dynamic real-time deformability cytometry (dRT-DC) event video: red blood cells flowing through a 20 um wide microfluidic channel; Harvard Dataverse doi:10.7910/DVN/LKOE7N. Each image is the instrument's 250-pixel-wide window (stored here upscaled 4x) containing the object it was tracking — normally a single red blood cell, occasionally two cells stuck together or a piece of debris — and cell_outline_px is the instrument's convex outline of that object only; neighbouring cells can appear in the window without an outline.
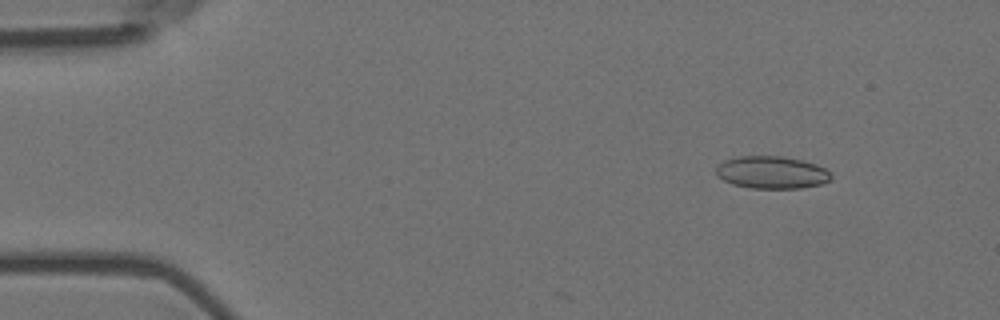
{"species": "Egyptian fruit bat (a non-hibernating species)", "species_latin": "Rousettus aegyptiacus", "temperature_condition": "room temperature", "stored_images_in_passage": 5, "camera_frame_rate_fps": 3000, "um_per_image_px": 0.085, "animal": {"sex": "female"}, "frame": {"image": 1, "passage_image": 2, "time_ms": 0.333, "image_size_px": [1000, 320], "cell_outline_px": [[832, 176], [828, 180], [820, 184], [800, 188], [752, 188], [732, 184], [716, 176], [716, 168], [724, 160], [736, 156], [784, 156], [816, 164], [824, 168]], "centroid_in_image_um": [65.55, 14.65], "position_along_channel_um": 19.4, "area_um2": 21.62}}
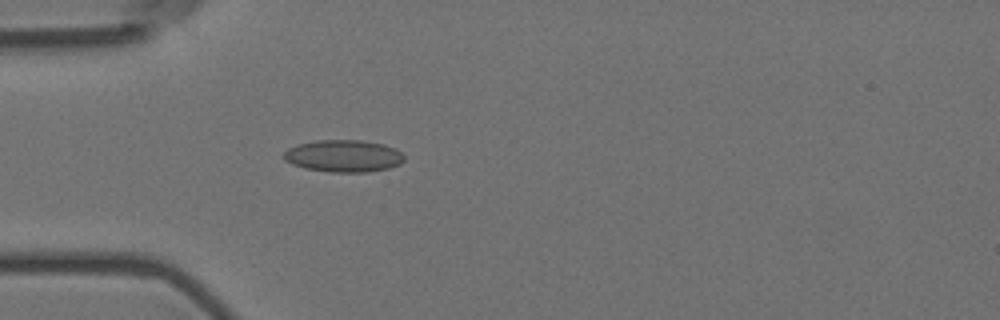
{"frame": {"image": 2, "passage_image": 5, "time_ms": 1.333, "image_size_px": [1000, 320], "cell_outline_px": [[404, 160], [400, 164], [388, 168], [368, 172], [328, 172], [304, 168], [292, 164], [284, 160], [284, 152], [288, 148], [296, 144], [316, 140], [360, 140], [384, 144], [396, 148], [404, 156]], "centroid_in_image_um": [29.19, 13.25], "position_along_channel_um": 55.8, "area_um2": 22.72}}